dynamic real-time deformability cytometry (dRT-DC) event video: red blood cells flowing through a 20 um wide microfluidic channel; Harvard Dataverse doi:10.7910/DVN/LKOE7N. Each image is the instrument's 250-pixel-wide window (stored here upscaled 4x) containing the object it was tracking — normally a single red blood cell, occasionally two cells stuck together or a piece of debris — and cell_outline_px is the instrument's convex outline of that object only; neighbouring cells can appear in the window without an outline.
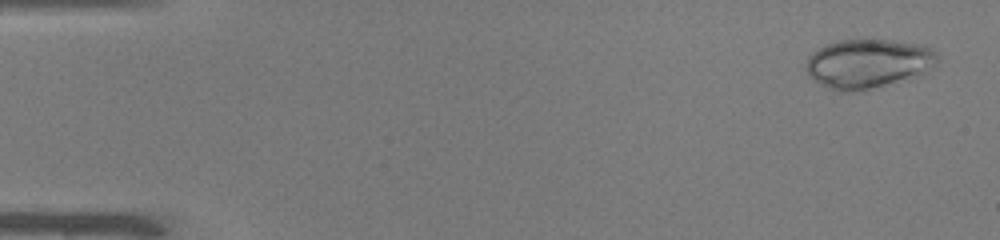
{"species": "common noctule bat (a hibernating species)", "species_latin": "Nyctalus noctula", "temperature_condition": "warm", "stored_images_in_passage": 49, "camera_frame_rate_fps": 3000, "um_per_image_px": 0.085, "animal": {"sex": "male", "body_mass_g": 19.0, "forearm_length_mm": 50.8}, "frame": {"image": 1, "passage_image": 2, "time_ms": 0.333, "image_size_px": [1000, 240], "cell_outline_px": [[940, 60], [932, 68], [860, 92], [836, 92], [812, 80], [804, 68], [804, 64], [808, 56], [816, 48], [840, 40], [892, 40], [916, 44], [928, 48], [936, 52]], "centroid_in_image_um": [73.67, 5.4], "position_along_channel_um": 11.3, "area_um2": 37.28}}
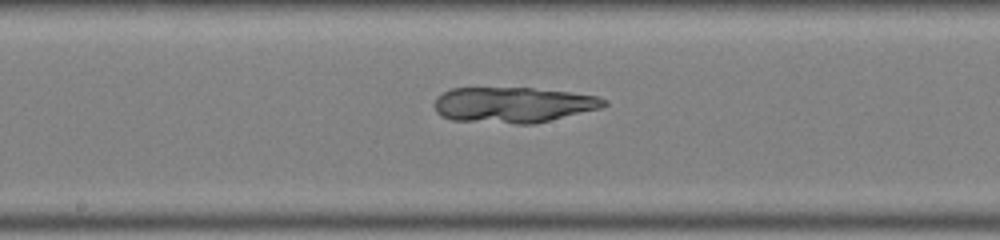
{"frame": {"image": 2, "passage_image": 26, "time_ms": 8.333, "image_size_px": [1000, 240], "cell_outline_px": [[608, 104], [600, 108], [532, 124], [516, 124], [452, 120], [440, 116], [436, 112], [432, 104], [436, 96], [452, 88], [532, 88], [568, 92], [596, 96], [608, 100]], "centroid_in_image_um": [43.55, 8.91], "position_along_channel_um": 204.6, "area_um2": 35.2}}
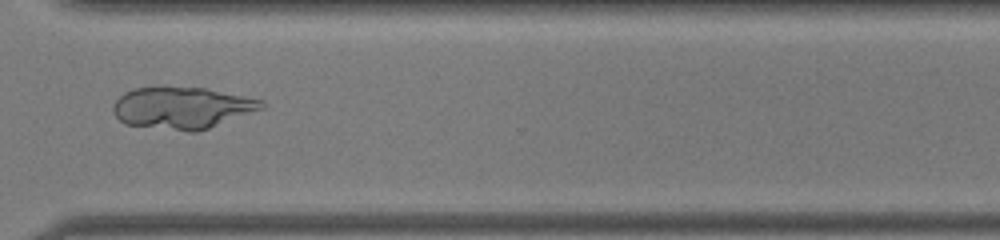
{"frame": {"image": 3, "passage_image": 37, "time_ms": 12.0, "image_size_px": [1000, 240], "cell_outline_px": [[264, 108], [208, 128], [196, 132], [188, 132], [124, 124], [116, 116], [112, 108], [116, 100], [124, 92], [136, 88], [204, 88], [264, 100]], "centroid_in_image_um": [15.47, 9.18], "position_along_channel_um": 355.1, "area_um2": 35.66}}